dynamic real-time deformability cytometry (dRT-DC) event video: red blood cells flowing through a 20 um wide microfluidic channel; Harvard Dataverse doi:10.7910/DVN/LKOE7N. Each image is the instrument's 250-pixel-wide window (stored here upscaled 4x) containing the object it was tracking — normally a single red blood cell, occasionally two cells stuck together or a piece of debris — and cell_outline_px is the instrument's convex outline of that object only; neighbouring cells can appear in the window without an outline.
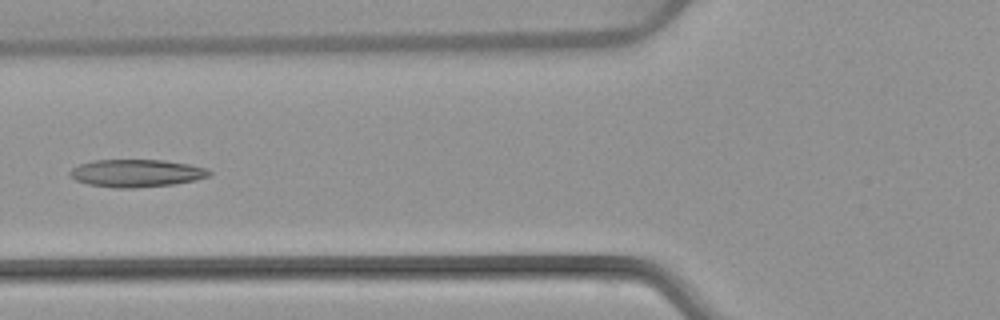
{"species": "common noctule bat (a hibernating species)", "species_latin": "Nyctalus noctula", "temperature_condition": "warm", "stored_images_in_passage": 6, "camera_frame_rate_fps": 3000, "um_per_image_px": 0.085, "animal": {"sex": "female", "body_mass_g": 22.7, "forearm_length_mm": 54.2}, "frame": {"image": 1, "passage_image": 6, "time_ms": 6.0, "image_size_px": [1000, 320], "cell_outline_px": [[212, 172], [208, 176], [196, 180], [172, 184], [132, 188], [112, 188], [88, 184], [76, 180], [68, 172], [72, 168], [80, 164], [92, 160], [164, 160], [188, 164], [204, 168]], "centroid_in_image_um": [11.57, 14.72], "position_along_channel_um": 114.2, "area_um2": 22.25}}